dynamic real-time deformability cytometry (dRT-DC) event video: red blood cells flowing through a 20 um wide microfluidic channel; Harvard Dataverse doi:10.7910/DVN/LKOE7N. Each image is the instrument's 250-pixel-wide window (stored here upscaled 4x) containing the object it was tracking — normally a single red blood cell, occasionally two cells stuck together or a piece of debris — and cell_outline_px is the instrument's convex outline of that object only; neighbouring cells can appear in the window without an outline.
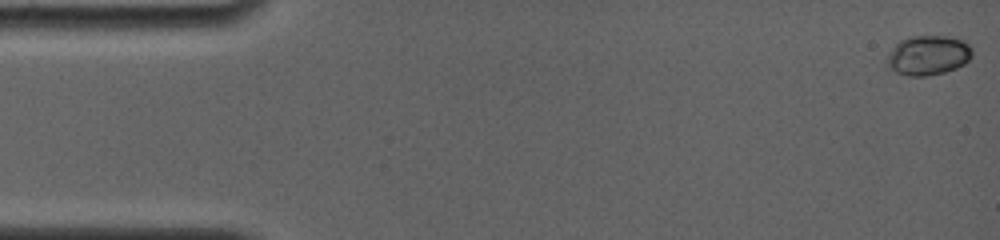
{"species": "common noctule bat (a hibernating species)", "species_latin": "Nyctalus noctula", "temperature_condition": "room temperature", "stored_images_in_passage": 91, "camera_frame_rate_fps": 4000, "um_per_image_px": 0.085, "animal": {"sex": "female", "body_mass_g": 19.0, "forearm_length_mm": 56.7}, "frame": {"image": 1, "passage_image": 1, "time_ms": 0.0, "image_size_px": [1000, 240], "cell_outline_px": [[972, 56], [964, 64], [956, 68], [944, 72], [924, 76], [908, 76], [896, 72], [888, 64], [888, 56], [892, 48], [900, 40], [908, 36], [944, 36], [960, 40], [968, 44], [972, 48]], "centroid_in_image_um": [78.9, 4.69], "position_along_channel_um": 6.1, "area_um2": 19.42}}
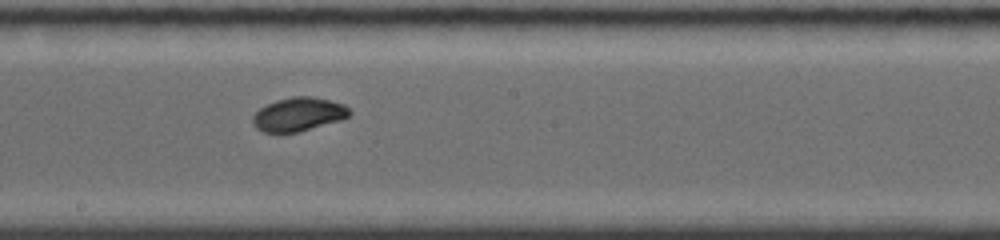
{"frame": {"image": 2, "passage_image": 55, "time_ms": 9.0, "image_size_px": [1000, 240], "cell_outline_px": [[352, 112], [348, 116], [340, 120], [296, 132], [264, 132], [256, 128], [252, 120], [252, 116], [260, 108], [276, 100], [292, 96], [312, 96], [344, 104]], "centroid_in_image_um": [25.36, 9.7], "position_along_channel_um": 222.8, "area_um2": 18.73}}
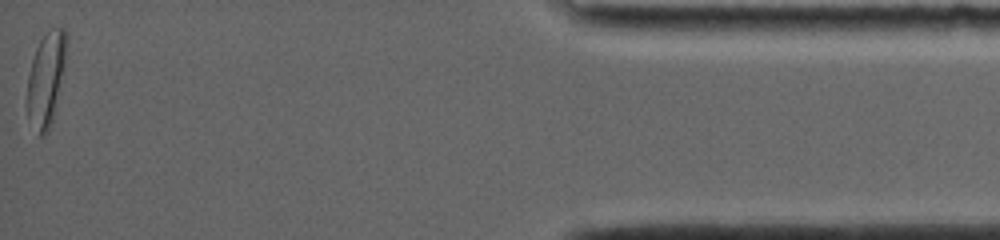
{"frame": {"image": 3, "passage_image": 91, "time_ms": 16.25, "image_size_px": [1000, 240], "cell_outline_px": [[68, 36], [64, 64], [52, 120], [48, 132], [40, 136], [28, 112], [28, 76], [32, 60], [36, 48], [40, 40], [52, 28], [64, 28]], "centroid_in_image_um": [3.93, 6.63], "position_along_channel_um": 431.3, "area_um2": 20.46}, "authors_computed_cell_mechanics": {"area_um2": 18.6116, "velocity_mm_per_s": 3.8616, "shape_relaxation_time_tau1_ms": 7.6975, "shape_relaxation_time_tau2_ms": null, "deformation_change_tau1": 0.1842, "deformation_change_tau2": null}}